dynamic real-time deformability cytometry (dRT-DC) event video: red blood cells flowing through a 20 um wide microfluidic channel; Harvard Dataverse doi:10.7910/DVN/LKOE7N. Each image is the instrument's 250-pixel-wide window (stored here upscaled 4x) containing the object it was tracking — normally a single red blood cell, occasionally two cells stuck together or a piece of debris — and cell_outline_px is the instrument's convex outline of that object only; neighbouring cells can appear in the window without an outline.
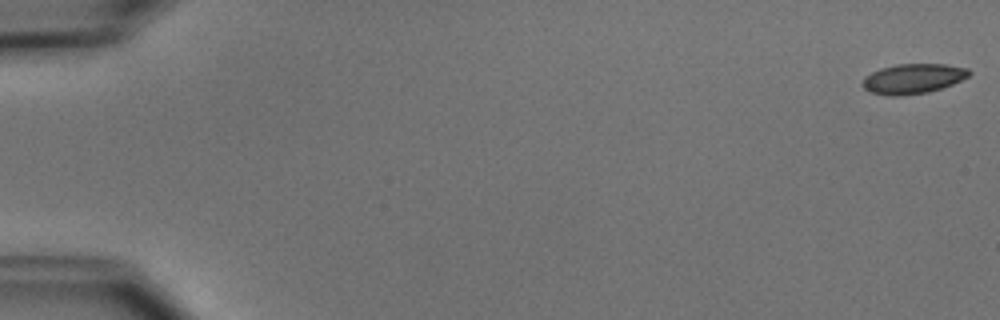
{"species": "common noctule bat (a hibernating species)", "species_latin": "Nyctalus noctula", "temperature_condition": "cold", "stored_images_in_passage": 7, "camera_frame_rate_fps": 3000, "um_per_image_px": 0.085, "animal": {"sex": "male", "body_mass_g": 15.6}, "frame": {"image": 1, "passage_image": 1, "time_ms": 0.0, "image_size_px": [1000, 320], "cell_outline_px": [[972, 72], [968, 76], [952, 84], [928, 92], [900, 96], [888, 96], [868, 92], [860, 84], [864, 76], [880, 68], [896, 64], [944, 64], [968, 68]], "centroid_in_image_um": [77.55, 6.69], "position_along_channel_um": 7.5, "area_um2": 18.73}}
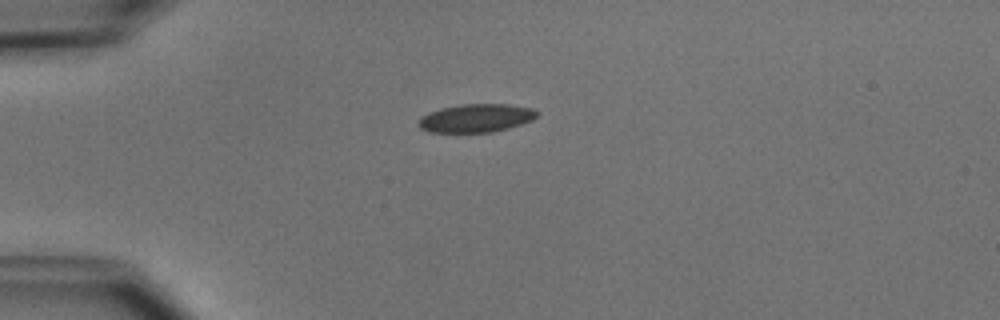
{"frame": {"image": 2, "passage_image": 4, "time_ms": 4.333, "image_size_px": [1000, 320], "cell_outline_px": [[540, 112], [532, 120], [508, 128], [492, 132], [432, 132], [420, 128], [416, 124], [420, 116], [440, 108], [460, 104], [508, 104], [532, 108]], "centroid_in_image_um": [40.44, 10.03], "position_along_channel_um": 44.6, "area_um2": 19.59}}
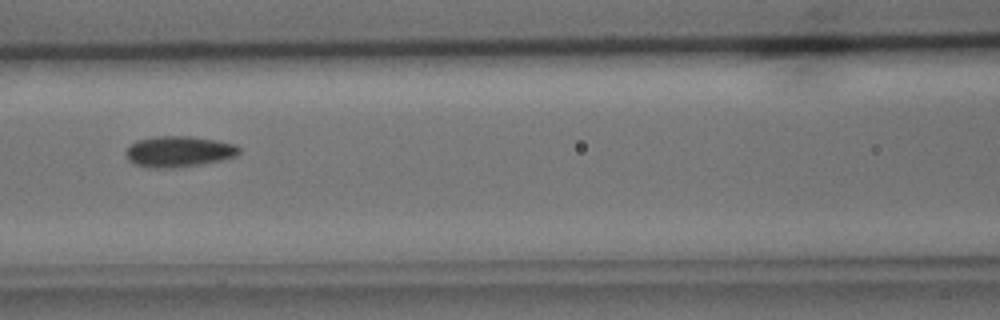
{"frame": {"image": 3, "passage_image": 7, "time_ms": 7.667, "image_size_px": [1000, 320], "cell_outline_px": [[240, 152], [236, 156], [220, 160], [200, 164], [168, 168], [148, 168], [136, 164], [128, 160], [124, 152], [136, 140], [156, 136], [192, 136], [236, 144], [240, 148]], "centroid_in_image_um": [15.18, 12.87], "position_along_channel_um": 151.4, "area_um2": 20.35}}